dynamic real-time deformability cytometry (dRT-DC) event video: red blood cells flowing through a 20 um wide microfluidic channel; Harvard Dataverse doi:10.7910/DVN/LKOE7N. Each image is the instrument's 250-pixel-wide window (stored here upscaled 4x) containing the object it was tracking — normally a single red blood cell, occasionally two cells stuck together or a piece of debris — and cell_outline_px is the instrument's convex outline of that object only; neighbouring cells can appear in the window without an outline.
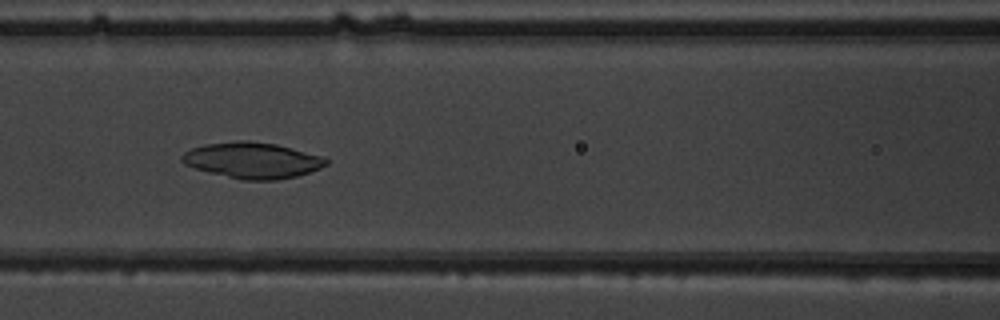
{"species": "common noctule bat (a hibernating species)", "species_latin": "Nyctalus noctula", "temperature_condition": "warm", "stored_images_in_passage": 52, "camera_frame_rate_fps": 3000, "um_per_image_px": 0.085, "animal": {"sex": "male", "body_mass_g": 19.5, "forearm_length_mm": 54.6}, "frame": {"image": 1, "passage_image": 24, "time_ms": 7.667, "image_size_px": [1000, 320], "cell_outline_px": [[328, 164], [320, 168], [296, 176], [276, 180], [240, 180], [208, 172], [184, 164], [180, 160], [180, 156], [184, 152], [192, 148], [204, 144], [236, 140], [248, 140], [276, 144], [324, 156], [328, 160]], "centroid_in_image_um": [21.44, 13.62], "position_along_channel_um": 145.2, "area_um2": 30.4}}
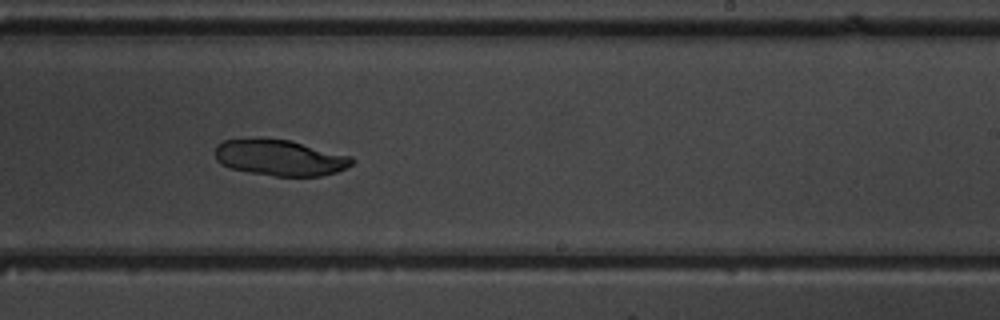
{"frame": {"image": 2, "passage_image": 33, "time_ms": 10.667, "image_size_px": [1000, 320], "cell_outline_px": [[356, 160], [348, 168], [336, 172], [320, 176], [276, 176], [248, 172], [228, 168], [220, 164], [216, 160], [216, 144], [224, 140], [292, 140], [352, 156]], "centroid_in_image_um": [23.85, 13.43], "position_along_channel_um": 265.2, "area_um2": 28.61}}
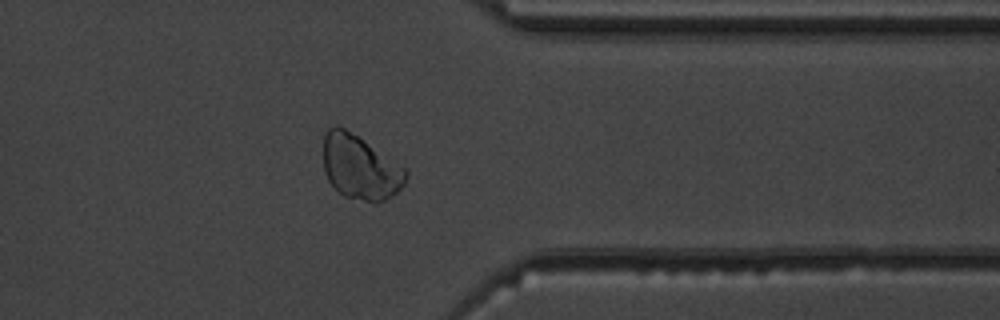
{"frame": {"image": 3, "passage_image": 42, "time_ms": 13.667, "image_size_px": [1000, 320], "cell_outline_px": [[408, 176], [404, 184], [392, 196], [384, 200], [364, 200], [344, 196], [328, 180], [324, 172], [324, 136], [328, 128], [336, 124], [344, 128], [404, 168], [408, 172]], "centroid_in_image_um": [30.59, 14.22], "position_along_channel_um": 380.8, "area_um2": 30.0}}